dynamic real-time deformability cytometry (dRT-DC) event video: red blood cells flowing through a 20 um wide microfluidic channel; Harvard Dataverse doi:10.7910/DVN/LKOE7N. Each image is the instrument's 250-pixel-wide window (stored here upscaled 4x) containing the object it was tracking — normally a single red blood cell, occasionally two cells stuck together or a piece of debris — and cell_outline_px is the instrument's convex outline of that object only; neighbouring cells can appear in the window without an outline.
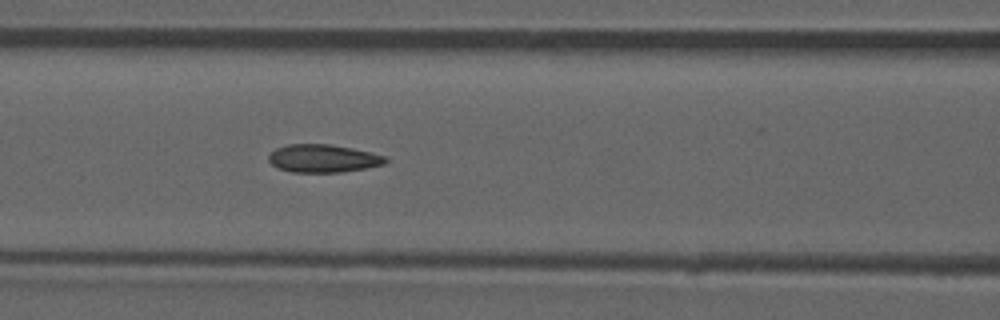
{"species": "common noctule bat (a hibernating species)", "species_latin": "Nyctalus noctula", "temperature_condition": "room temperature", "stored_images_in_passage": 34, "camera_frame_rate_fps": 3000, "um_per_image_px": 0.085, "animal": {"sex": "male", "forearm_length_mm": 52.5}, "frame": {"image": 1, "passage_image": 10, "time_ms": 3.0, "image_size_px": [1000, 320], "cell_outline_px": [[388, 160], [384, 164], [364, 168], [340, 172], [292, 172], [276, 168], [268, 160], [268, 156], [276, 148], [288, 144], [328, 144], [352, 148], [388, 156]], "centroid_in_image_um": [27.46, 13.46], "position_along_channel_um": 139.1, "area_um2": 19.02}, "authors_computed_cell_mechanics": {"area_um2": 18.9006, "velocity_mm_per_s": 3.9215, "shape_relaxation_time_tau1_ms": null, "shape_relaxation_time_tau2_ms": 1.9933, "deformation_change_tau1": null, "deformation_change_tau2": 0.0856}}